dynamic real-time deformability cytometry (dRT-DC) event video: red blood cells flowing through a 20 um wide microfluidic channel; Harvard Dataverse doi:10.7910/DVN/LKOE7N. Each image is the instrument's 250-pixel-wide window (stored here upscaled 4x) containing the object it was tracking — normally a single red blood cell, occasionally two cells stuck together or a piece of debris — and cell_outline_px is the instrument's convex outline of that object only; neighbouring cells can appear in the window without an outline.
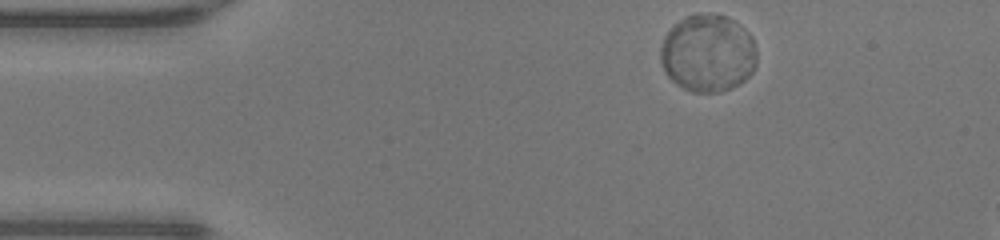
{"species": "human", "species_latin": "Homo sapiens", "temperature_condition": "warm", "stored_images_in_passage": 42, "segment_of_instrument_passage": [1, 2], "camera_frame_rate_fps": 3000, "um_per_image_px": 0.085, "donor": {"sex": "male"}, "frame": {"image": 1, "passage_image": 1, "time_ms": 0.0, "image_size_px": [1000, 240], "cell_outline_px": [[756, 64], [752, 72], [740, 84], [732, 88], [720, 92], [692, 92], [676, 84], [664, 72], [660, 60], [660, 44], [668, 28], [680, 20], [696, 12], [708, 12], [724, 16], [740, 24], [752, 36], [756, 48]], "centroid_in_image_um": [60.15, 4.51], "position_along_channel_um": 24.9, "area_um2": 44.16}}
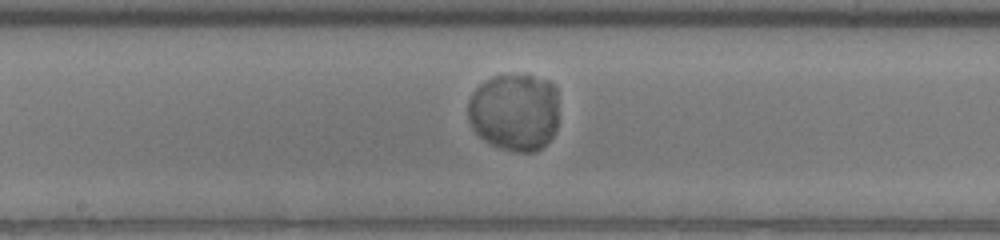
{"frame": {"image": 2, "passage_image": 19, "time_ms": 6.0, "image_size_px": [1000, 240], "cell_outline_px": [[556, 128], [552, 136], [540, 148], [532, 152], [516, 152], [500, 148], [484, 140], [472, 128], [468, 120], [468, 100], [472, 92], [480, 84], [496, 76], [532, 76], [548, 80], [556, 88]], "centroid_in_image_um": [43.7, 9.54], "position_along_channel_um": 204.5, "area_um2": 40.81}}
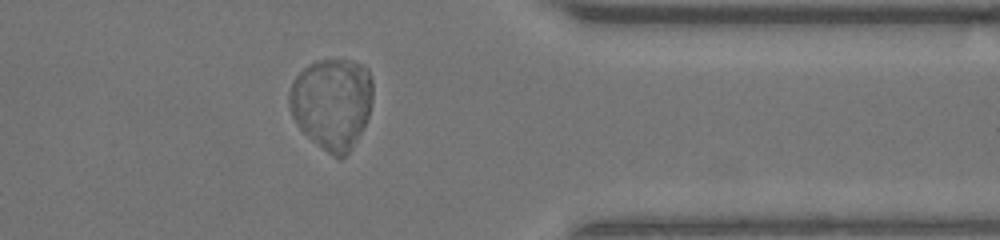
{"frame": {"image": 3, "passage_image": 33, "time_ms": 10.667, "image_size_px": [1000, 240], "cell_outline_px": [[372, 100], [368, 116], [352, 148], [340, 160], [332, 156], [312, 140], [300, 128], [292, 116], [288, 100], [288, 92], [292, 80], [308, 64], [316, 60], [352, 60], [364, 64], [368, 68], [372, 80]], "centroid_in_image_um": [28.21, 8.76], "position_along_channel_um": 383.2, "area_um2": 44.62}}